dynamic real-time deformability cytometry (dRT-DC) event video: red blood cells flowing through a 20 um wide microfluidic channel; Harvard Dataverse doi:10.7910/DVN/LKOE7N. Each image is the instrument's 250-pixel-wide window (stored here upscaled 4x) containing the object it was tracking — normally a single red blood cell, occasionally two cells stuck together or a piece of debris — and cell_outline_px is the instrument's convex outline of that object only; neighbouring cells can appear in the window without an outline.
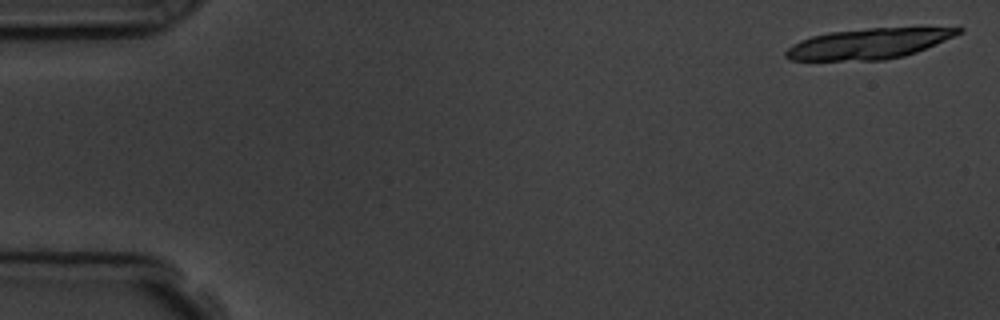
{"species": "common noctule bat (a hibernating species)", "species_latin": "Nyctalus noctula", "temperature_condition": "room temperature", "stored_images_in_passage": 4, "segment_of_instrument_passage": [2, 2], "camera_frame_rate_fps": 3000, "um_per_image_px": 0.085, "animal": {"sex": "male", "body_mass_g": 19.5, "forearm_length_mm": 54.6}, "frame": {"image": 1, "passage_image": 4, "time_ms": 4.333, "image_size_px": [1000, 320], "cell_outline_px": [[964, 32], [916, 52], [904, 56], [884, 60], [788, 60], [784, 56], [784, 52], [792, 44], [800, 40], [812, 36], [828, 32], [868, 28], [960, 24], [964, 28]], "centroid_in_image_um": [74.02, 3.65], "position_along_channel_um": 11.0, "area_um2": 31.79}}